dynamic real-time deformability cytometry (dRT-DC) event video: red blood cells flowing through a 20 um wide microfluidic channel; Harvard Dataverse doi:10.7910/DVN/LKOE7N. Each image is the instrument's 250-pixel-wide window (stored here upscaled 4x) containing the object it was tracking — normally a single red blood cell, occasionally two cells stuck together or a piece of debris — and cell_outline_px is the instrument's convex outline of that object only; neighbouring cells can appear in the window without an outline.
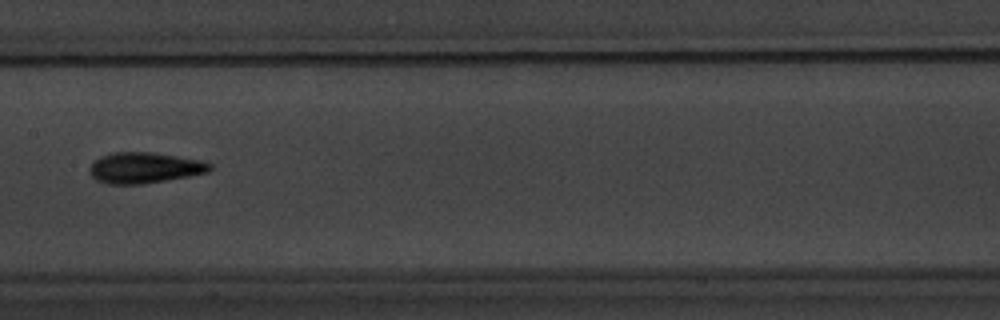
{"species": "common noctule bat (a hibernating species)", "species_latin": "Nyctalus noctula", "temperature_condition": "warm", "stored_images_in_passage": 5, "camera_frame_rate_fps": 3000, "um_per_image_px": 0.085, "animal": {"sex": "male", "body_mass_g": 20.1, "forearm_length_mm": 53.5}, "frame": {"image": 1, "passage_image": 4, "time_ms": 3.333, "image_size_px": [1000, 320], "cell_outline_px": [[212, 168], [208, 172], [188, 176], [144, 184], [108, 184], [96, 180], [88, 172], [88, 168], [92, 160], [100, 156], [112, 152], [152, 152], [204, 160], [212, 164]], "centroid_in_image_um": [12.25, 14.25], "position_along_channel_um": 195.2, "area_um2": 21.96}}
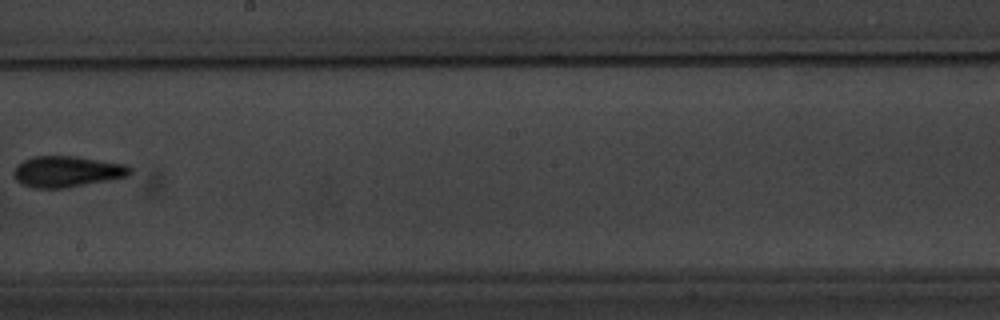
{"frame": {"image": 2, "passage_image": 5, "time_ms": 4.667, "image_size_px": [1000, 320], "cell_outline_px": [[132, 172], [128, 176], [108, 180], [64, 188], [32, 188], [16, 180], [12, 176], [12, 172], [16, 164], [32, 156], [76, 156], [128, 164], [132, 168]], "centroid_in_image_um": [5.68, 14.57], "position_along_channel_um": 242.5, "area_um2": 21.27}}